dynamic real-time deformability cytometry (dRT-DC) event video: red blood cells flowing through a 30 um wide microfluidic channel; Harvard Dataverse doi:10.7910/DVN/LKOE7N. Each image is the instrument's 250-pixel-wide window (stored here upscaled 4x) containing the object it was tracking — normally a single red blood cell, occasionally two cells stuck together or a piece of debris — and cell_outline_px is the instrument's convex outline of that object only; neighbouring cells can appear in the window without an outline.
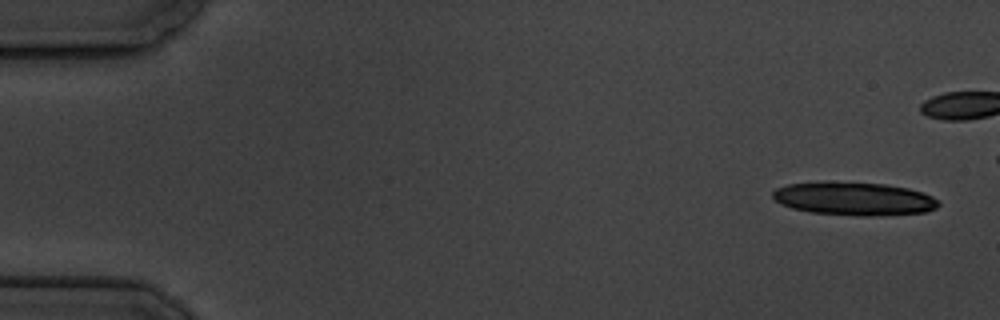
{"species": "common noctule bat (a hibernating species)", "species_latin": "Nyctalus noctula", "temperature_condition": "cold", "stored_images_in_passage": 6, "camera_frame_rate_fps": 3000, "um_per_image_px": 0.085, "animal": {"sex": "male", "body_mass_g": 19.5, "forearm_length_mm": 54.6}, "frame": {"image": 1, "passage_image": 1, "time_ms": 0.0, "image_size_px": [1000, 320], "cell_outline_px": [[940, 204], [936, 208], [924, 212], [872, 216], [860, 216], [808, 212], [792, 208], [780, 204], [772, 196], [772, 192], [776, 188], [788, 184], [824, 180], [828, 180], [884, 184], [908, 188], [932, 196]], "centroid_in_image_um": [72.52, 16.87], "position_along_channel_um": 12.5, "area_um2": 32.48}}